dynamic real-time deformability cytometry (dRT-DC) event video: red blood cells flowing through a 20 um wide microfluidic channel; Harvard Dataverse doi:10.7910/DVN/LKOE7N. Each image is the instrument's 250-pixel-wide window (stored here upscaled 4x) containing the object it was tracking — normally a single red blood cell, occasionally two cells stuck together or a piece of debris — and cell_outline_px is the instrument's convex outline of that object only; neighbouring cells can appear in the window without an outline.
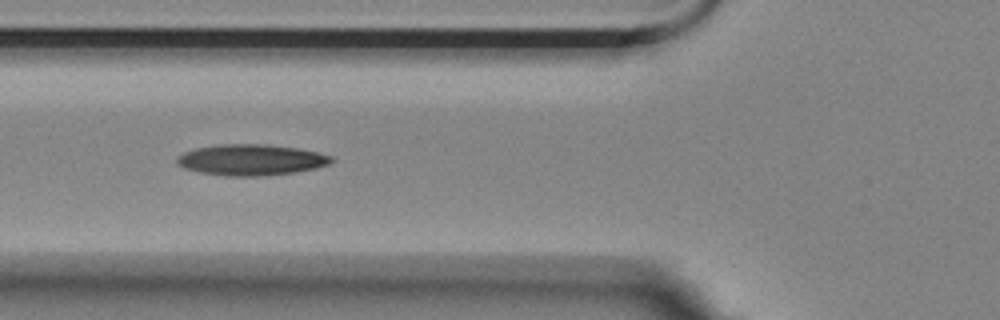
{"species": "Egyptian fruit bat (a non-hibernating species)", "species_latin": "Rousettus aegyptiacus", "temperature_condition": "room temperature", "stored_images_in_passage": 10, "camera_frame_rate_fps": 3000, "um_per_image_px": 0.085, "animal": {"sex": "female"}, "frame": {"image": 1, "passage_image": 5, "time_ms": 1.333, "image_size_px": [1000, 320], "cell_outline_px": [[336, 160], [332, 164], [316, 168], [296, 172], [264, 176], [224, 176], [200, 172], [184, 168], [176, 160], [184, 152], [196, 148], [224, 144], [264, 144], [296, 148], [316, 152], [332, 156]], "centroid_in_image_um": [21.41, 13.6], "position_along_channel_um": 104.4, "area_um2": 27.86}}
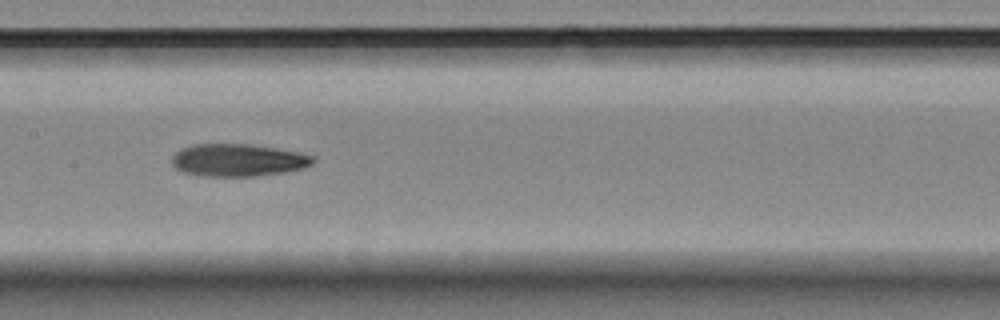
{"frame": {"image": 2, "passage_image": 7, "time_ms": 2.0, "image_size_px": [1000, 320], "cell_outline_px": [[316, 160], [312, 164], [304, 168], [284, 172], [256, 176], [200, 176], [184, 172], [176, 168], [172, 164], [172, 156], [180, 148], [192, 144], [244, 144], [272, 148], [296, 152], [316, 156]], "centroid_in_image_um": [20.21, 13.62], "position_along_channel_um": 187.2, "area_um2": 26.65}}
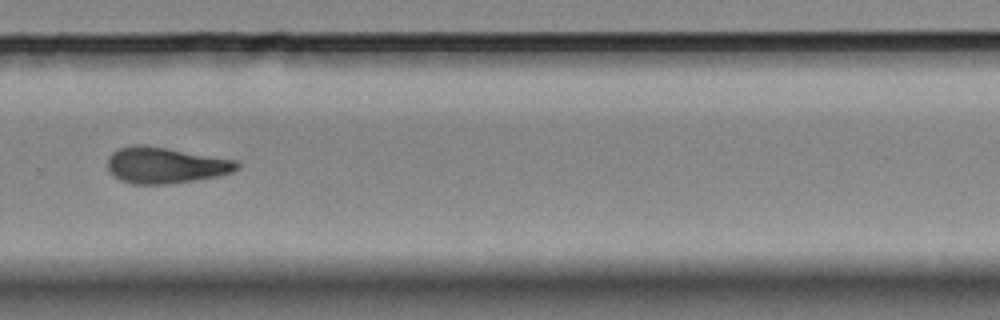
{"frame": {"image": 3, "passage_image": 10, "time_ms": 3.0, "image_size_px": [1000, 320], "cell_outline_px": [[240, 168], [232, 172], [220, 176], [168, 184], [132, 184], [120, 180], [108, 168], [108, 156], [112, 152], [120, 148], [132, 144], [140, 144], [168, 148], [236, 160], [240, 164]], "centroid_in_image_um": [14.08, 14.04], "position_along_channel_um": 315.7, "area_um2": 27.28}}